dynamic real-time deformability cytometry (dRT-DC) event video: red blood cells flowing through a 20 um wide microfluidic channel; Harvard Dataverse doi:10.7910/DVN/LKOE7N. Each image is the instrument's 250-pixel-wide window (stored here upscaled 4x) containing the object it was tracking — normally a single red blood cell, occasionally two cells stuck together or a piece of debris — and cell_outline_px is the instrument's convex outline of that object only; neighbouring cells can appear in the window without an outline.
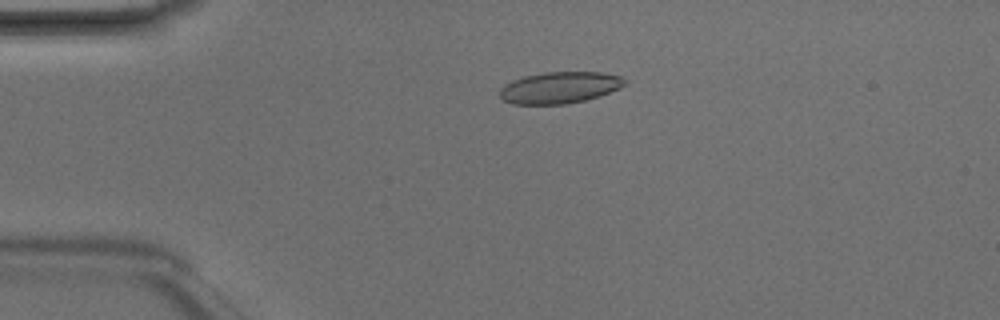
{"species": "Egyptian fruit bat (a non-hibernating species)", "species_latin": "Rousettus aegyptiacus", "temperature_condition": "room temperature", "stored_images_in_passage": 8, "camera_frame_rate_fps": 3000, "um_per_image_px": 0.085, "animal": {"sex": "male"}, "frame": {"image": 1, "passage_image": 4, "time_ms": 1.0, "image_size_px": [1000, 320], "cell_outline_px": [[624, 84], [620, 88], [600, 96], [584, 100], [564, 104], [512, 104], [504, 100], [500, 96], [500, 88], [504, 84], [512, 80], [524, 76], [544, 72], [604, 72], [620, 76], [624, 80]], "centroid_in_image_um": [47.55, 7.44], "position_along_channel_um": 37.5, "area_um2": 22.95}}
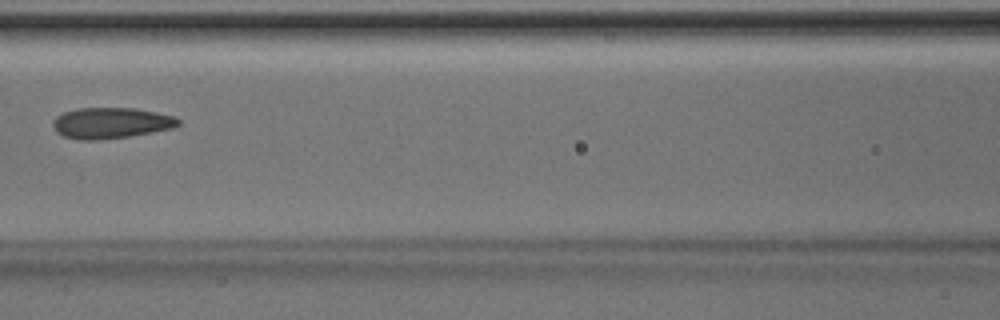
{"frame": {"image": 2, "passage_image": 7, "time_ms": 2.0, "image_size_px": [1000, 320], "cell_outline_px": [[180, 124], [172, 128], [152, 132], [128, 136], [96, 140], [80, 140], [64, 136], [56, 132], [52, 124], [52, 120], [56, 116], [64, 112], [76, 108], [136, 108], [176, 116], [180, 120]], "centroid_in_image_um": [9.42, 10.44], "position_along_channel_um": 157.2, "area_um2": 22.66}}